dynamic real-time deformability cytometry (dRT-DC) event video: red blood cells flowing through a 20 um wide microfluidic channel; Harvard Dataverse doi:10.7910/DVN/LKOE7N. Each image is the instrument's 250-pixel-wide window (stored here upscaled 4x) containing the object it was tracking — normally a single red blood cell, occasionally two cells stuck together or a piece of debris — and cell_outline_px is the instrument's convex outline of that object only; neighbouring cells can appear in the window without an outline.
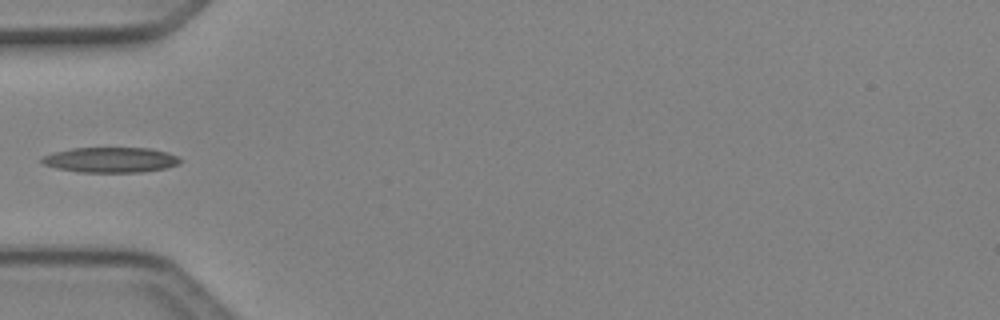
{"species": "Egyptian fruit bat (a non-hibernating species)", "species_latin": "Rousettus aegyptiacus", "temperature_condition": "cold", "stored_images_in_passage": 5, "camera_frame_rate_fps": 3000, "um_per_image_px": 0.085, "animal": {"sex": "female"}, "frame": {"image": 1, "passage_image": 4, "time_ms": 1.0, "image_size_px": [1000, 320], "cell_outline_px": [[180, 164], [164, 168], [140, 172], [80, 172], [56, 168], [44, 164], [40, 160], [44, 156], [56, 152], [72, 148], [148, 148], [168, 152], [176, 156], [180, 160]], "centroid_in_image_um": [9.41, 13.59], "position_along_channel_um": 75.6, "area_um2": 20.11}}
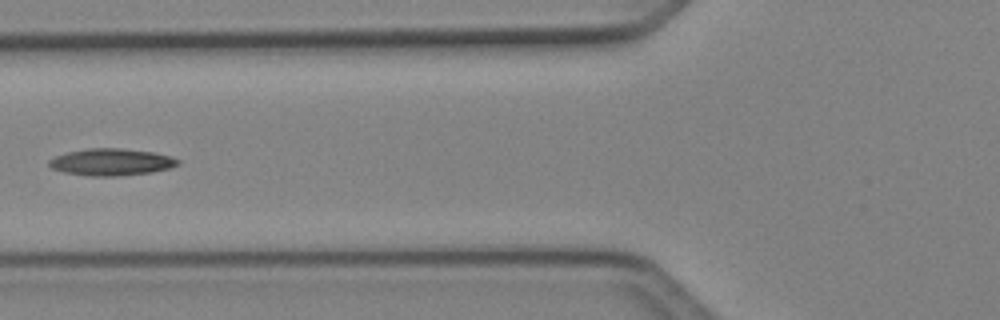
{"frame": {"image": 2, "passage_image": 5, "time_ms": 1.333, "image_size_px": [1000, 320], "cell_outline_px": [[180, 164], [172, 168], [152, 172], [120, 176], [88, 176], [64, 172], [52, 168], [48, 164], [48, 160], [56, 156], [68, 152], [88, 148], [120, 148], [156, 152], [172, 156], [180, 160]], "centroid_in_image_um": [9.52, 13.77], "position_along_channel_um": 116.3, "area_um2": 20.46}}